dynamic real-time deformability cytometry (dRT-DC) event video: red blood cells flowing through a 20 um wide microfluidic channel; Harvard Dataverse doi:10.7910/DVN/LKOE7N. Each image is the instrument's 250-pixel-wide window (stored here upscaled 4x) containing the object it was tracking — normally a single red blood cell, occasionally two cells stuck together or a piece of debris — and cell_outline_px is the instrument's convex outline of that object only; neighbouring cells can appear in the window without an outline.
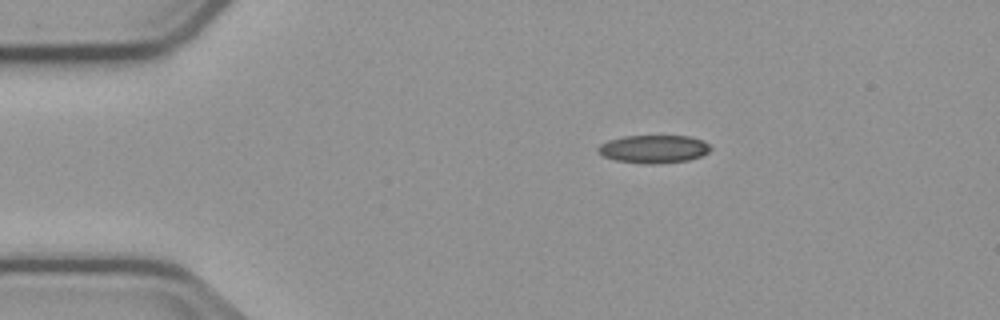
{"species": "common noctule bat (a hibernating species)", "species_latin": "Nyctalus noctula", "temperature_condition": "cold", "stored_images_in_passage": 4, "camera_frame_rate_fps": 3000, "um_per_image_px": 0.085, "animal": {"sex": "male", "body_mass_g": 23.1, "forearm_length_mm": 52.7}, "frame": {"image": 1, "passage_image": 2, "time_ms": 2.333, "image_size_px": [1000, 320], "cell_outline_px": [[712, 148], [708, 152], [700, 156], [688, 160], [656, 164], [644, 164], [616, 160], [600, 156], [596, 152], [596, 148], [600, 144], [608, 140], [624, 136], [688, 136], [704, 140]], "centroid_in_image_um": [55.52, 12.67], "position_along_channel_um": 29.5, "area_um2": 18.55}}